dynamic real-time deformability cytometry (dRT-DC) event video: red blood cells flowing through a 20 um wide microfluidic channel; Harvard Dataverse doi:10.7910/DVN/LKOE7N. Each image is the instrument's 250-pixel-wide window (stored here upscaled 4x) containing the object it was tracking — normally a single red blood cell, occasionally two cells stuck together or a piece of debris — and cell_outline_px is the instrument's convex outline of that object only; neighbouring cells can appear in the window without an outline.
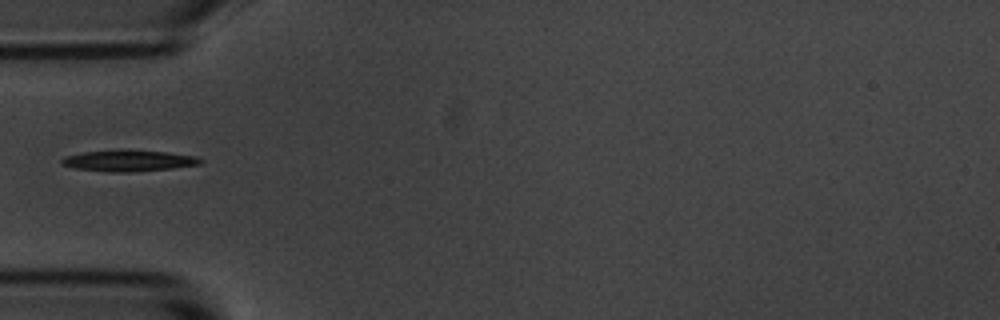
{"species": "common noctule bat (a hibernating species)", "species_latin": "Nyctalus noctula", "temperature_condition": "room temperature", "stored_images_in_passage": 5, "camera_frame_rate_fps": 3000, "um_per_image_px": 0.085, "animal": {"sex": "male", "body_mass_g": 20.1, "forearm_length_mm": 53.5}, "frame": {"image": 1, "passage_image": 5, "time_ms": 5.333, "image_size_px": [1000, 320], "cell_outline_px": [[204, 160], [200, 164], [172, 168], [128, 172], [108, 172], [76, 168], [60, 164], [60, 160], [64, 156], [84, 152], [168, 152], [196, 156]], "centroid_in_image_um": [10.94, 13.69], "position_along_channel_um": 74.1, "area_um2": 16.3}}